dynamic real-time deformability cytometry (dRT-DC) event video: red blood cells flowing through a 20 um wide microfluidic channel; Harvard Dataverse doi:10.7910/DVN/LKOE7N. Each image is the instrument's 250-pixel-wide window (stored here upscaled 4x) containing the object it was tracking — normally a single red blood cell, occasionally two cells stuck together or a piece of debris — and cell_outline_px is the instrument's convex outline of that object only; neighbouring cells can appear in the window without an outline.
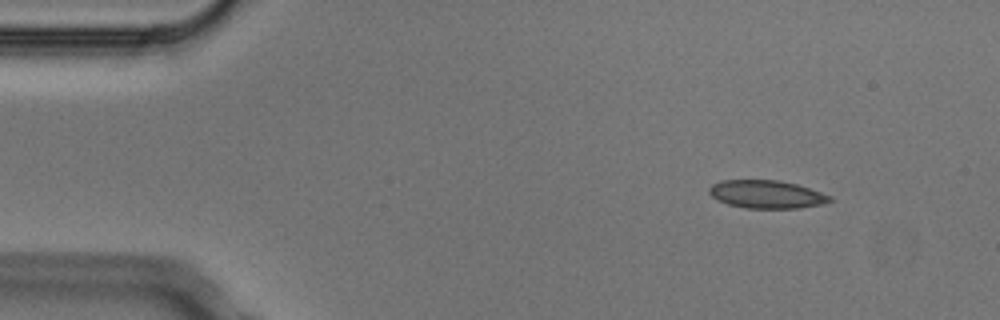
{"species": "Egyptian fruit bat (a non-hibernating species)", "species_latin": "Rousettus aegyptiacus", "temperature_condition": "cold", "stored_images_in_passage": 4, "camera_frame_rate_fps": 3000, "um_per_image_px": 0.085, "animal": {"sex": "male"}, "frame": {"image": 1, "passage_image": 2, "time_ms": 0.333, "image_size_px": [1000, 320], "cell_outline_px": [[836, 200], [824, 204], [800, 208], [744, 208], [728, 204], [716, 200], [708, 192], [708, 188], [712, 184], [720, 180], [780, 180], [796, 184], [832, 196]], "centroid_in_image_um": [65.17, 16.52], "position_along_channel_um": 19.8, "area_um2": 19.94}}
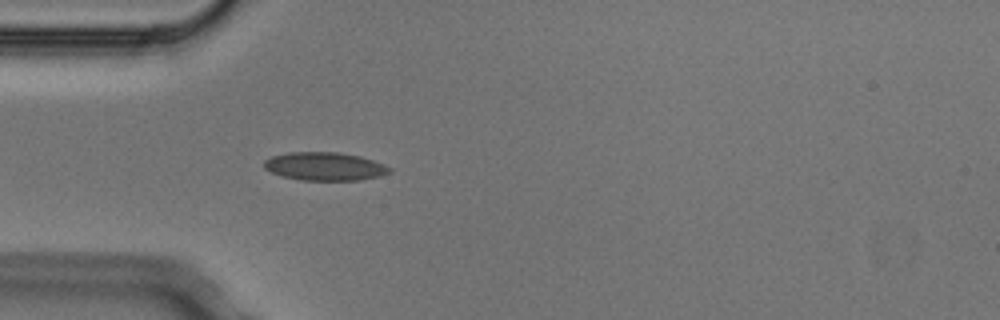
{"frame": {"image": 2, "passage_image": 4, "time_ms": 1.0, "image_size_px": [1000, 320], "cell_outline_px": [[392, 172], [380, 176], [360, 180], [300, 180], [280, 176], [264, 168], [264, 160], [272, 156], [288, 152], [336, 152], [360, 156], [372, 160], [392, 168]], "centroid_in_image_um": [27.59, 14.14], "position_along_channel_um": 57.4, "area_um2": 20.69}}